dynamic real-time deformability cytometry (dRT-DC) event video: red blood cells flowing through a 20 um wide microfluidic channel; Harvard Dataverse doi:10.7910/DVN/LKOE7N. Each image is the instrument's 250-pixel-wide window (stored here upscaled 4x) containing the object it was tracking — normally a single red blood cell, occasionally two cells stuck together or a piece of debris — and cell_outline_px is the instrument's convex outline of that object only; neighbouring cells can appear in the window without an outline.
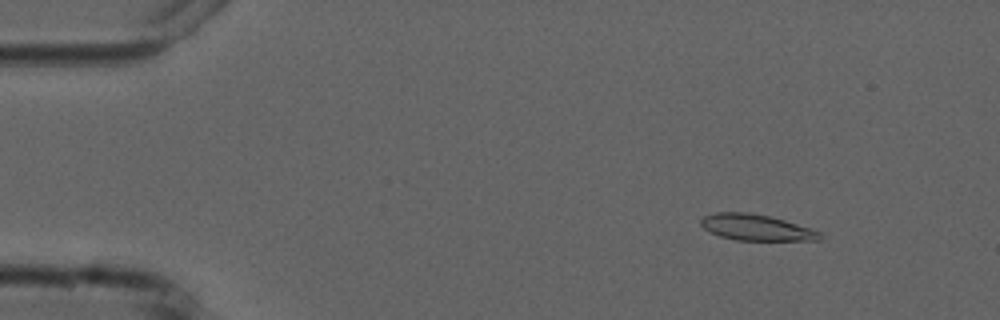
{"species": "common noctule bat (a hibernating species)", "species_latin": "Nyctalus noctula", "temperature_condition": "cold", "stored_images_in_passage": 5, "camera_frame_rate_fps": 3000, "um_per_image_px": 0.085, "animal": {"sex": "male", "forearm_length_mm": 52.5}, "frame": {"image": 1, "passage_image": 2, "time_ms": 1.667, "image_size_px": [1000, 320], "cell_outline_px": [[824, 236], [820, 240], [736, 240], [720, 236], [704, 228], [700, 224], [700, 220], [704, 216], [716, 212], [748, 212], [768, 216], [784, 220], [812, 228], [820, 232]], "centroid_in_image_um": [64.3, 19.33], "position_along_channel_um": 20.7, "area_um2": 18.03}}